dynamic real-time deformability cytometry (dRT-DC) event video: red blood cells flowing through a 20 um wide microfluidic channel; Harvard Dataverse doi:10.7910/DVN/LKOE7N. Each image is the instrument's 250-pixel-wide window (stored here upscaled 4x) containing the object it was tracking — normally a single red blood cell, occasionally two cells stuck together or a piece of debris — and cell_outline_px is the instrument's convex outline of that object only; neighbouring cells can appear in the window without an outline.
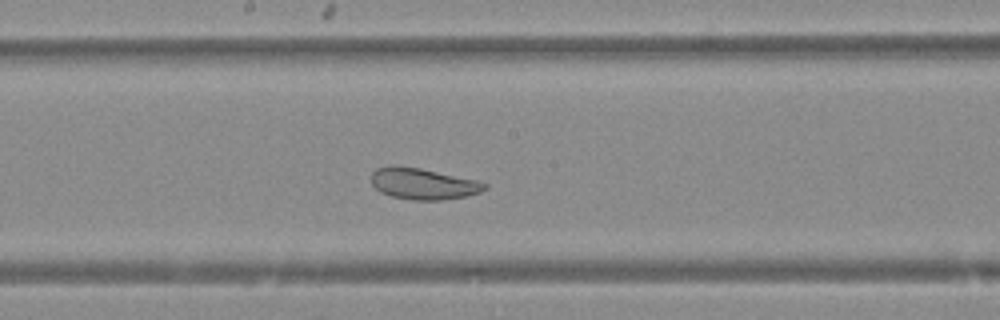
{"species": "Egyptian fruit bat (a non-hibernating species)", "species_latin": "Rousettus aegyptiacus", "temperature_condition": "warm", "stored_images_in_passage": 44, "camera_frame_rate_fps": 3000, "um_per_image_px": 0.085, "animal": {"sex": "female"}, "frame": {"image": 1, "passage_image": 21, "time_ms": 6.667, "image_size_px": [1000, 320], "cell_outline_px": [[488, 188], [480, 192], [464, 196], [444, 200], [416, 200], [392, 196], [380, 192], [372, 184], [372, 172], [376, 168], [392, 164], [420, 168], [480, 180], [488, 184]], "centroid_in_image_um": [35.99, 15.6], "position_along_channel_um": 212.2, "area_um2": 20.87}}
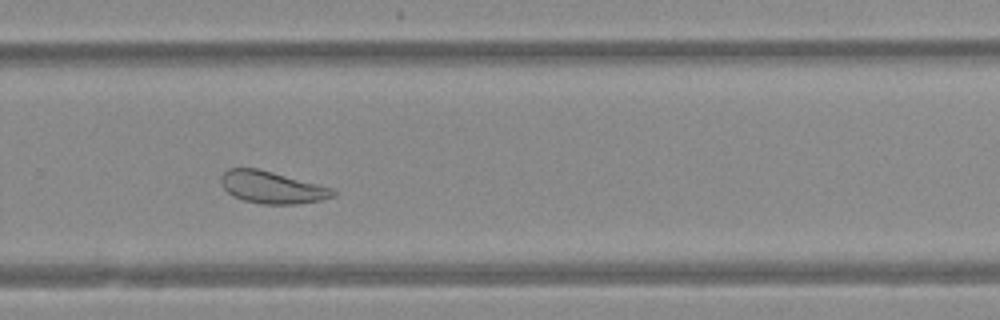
{"frame": {"image": 2, "passage_image": 28, "time_ms": 9.0, "image_size_px": [1000, 320], "cell_outline_px": [[336, 192], [332, 196], [320, 200], [296, 204], [260, 204], [244, 200], [232, 196], [220, 184], [220, 176], [228, 168], [256, 168], [272, 172], [332, 188]], "centroid_in_image_um": [23.05, 15.92], "position_along_channel_um": 306.7, "area_um2": 20.75}}
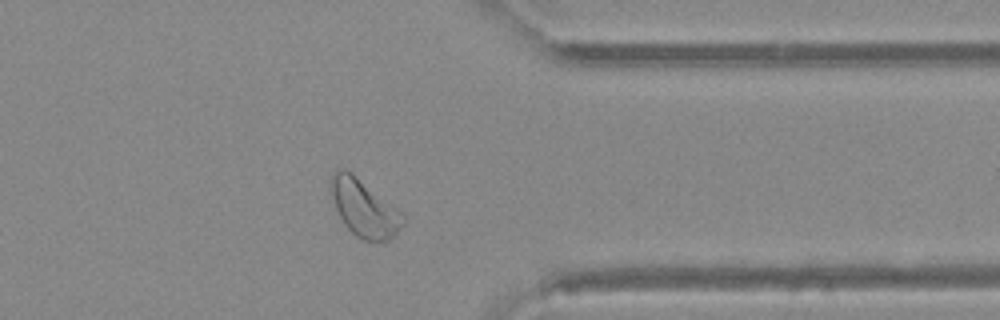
{"frame": {"image": 3, "passage_image": 34, "time_ms": 11.0, "image_size_px": [1000, 320], "cell_outline_px": [[404, 224], [388, 240], [360, 240], [344, 224], [328, 192], [332, 176], [336, 168], [344, 168], [352, 172], [396, 208], [404, 216]], "centroid_in_image_um": [30.89, 17.65], "position_along_channel_um": 380.5, "area_um2": 23.76}}